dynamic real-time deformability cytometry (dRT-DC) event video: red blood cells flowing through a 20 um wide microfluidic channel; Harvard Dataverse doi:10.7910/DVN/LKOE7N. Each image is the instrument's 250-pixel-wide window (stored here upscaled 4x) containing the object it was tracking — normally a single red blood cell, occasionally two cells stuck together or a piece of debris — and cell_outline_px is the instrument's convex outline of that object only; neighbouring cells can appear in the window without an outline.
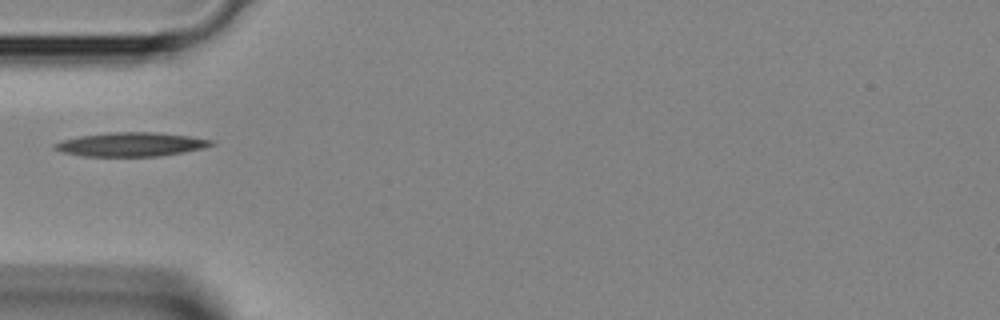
{"species": "Egyptian fruit bat (a non-hibernating species)", "species_latin": "Rousettus aegyptiacus", "temperature_condition": "room temperature", "stored_images_in_passage": 1, "camera_frame_rate_fps": 3000, "um_per_image_px": 0.085, "animal": {"sex": "female"}, "frame": {"image": 1, "passage_image": 1, "time_ms": 0.0, "image_size_px": [1000, 320], "cell_outline_px": [[216, 144], [204, 148], [184, 152], [160, 156], [84, 156], [64, 152], [52, 148], [52, 144], [60, 140], [80, 136], [108, 132], [156, 132], [188, 136], [216, 140]], "centroid_in_image_um": [11.16, 12.27], "position_along_channel_um": 73.8, "area_um2": 22.02}}